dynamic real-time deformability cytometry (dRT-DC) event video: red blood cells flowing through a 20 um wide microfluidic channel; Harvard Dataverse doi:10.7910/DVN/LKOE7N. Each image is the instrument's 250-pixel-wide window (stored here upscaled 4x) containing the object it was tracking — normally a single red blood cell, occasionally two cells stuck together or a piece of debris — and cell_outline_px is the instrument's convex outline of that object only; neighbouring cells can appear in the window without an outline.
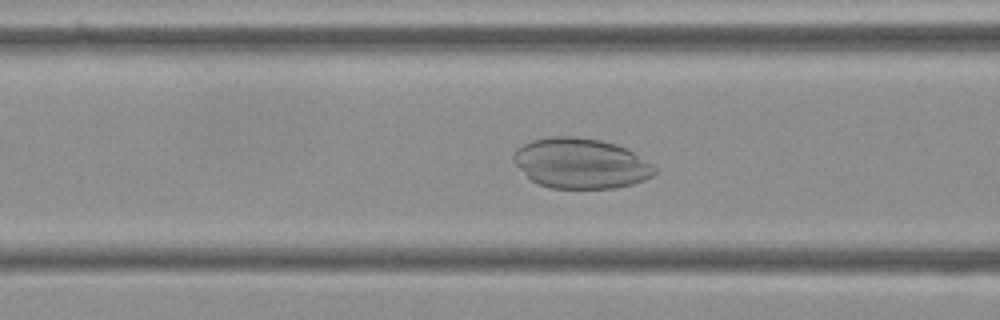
{"species": "Egyptian fruit bat (a non-hibernating species)", "species_latin": "Rousettus aegyptiacus", "temperature_condition": "cold", "stored_images_in_passage": 56, "camera_frame_rate_fps": 3000, "um_per_image_px": 0.085, "frame": {"image": 1, "passage_image": 22, "time_ms": 7.0, "image_size_px": [1000, 320], "cell_outline_px": [[656, 172], [652, 176], [644, 180], [632, 184], [616, 188], [552, 188], [536, 184], [512, 160], [512, 156], [516, 148], [532, 140], [552, 136], [576, 136], [600, 140], [616, 144], [628, 148], [652, 164], [656, 168]], "centroid_in_image_um": [49.37, 13.88], "position_along_channel_um": 117.2, "area_um2": 41.44}}
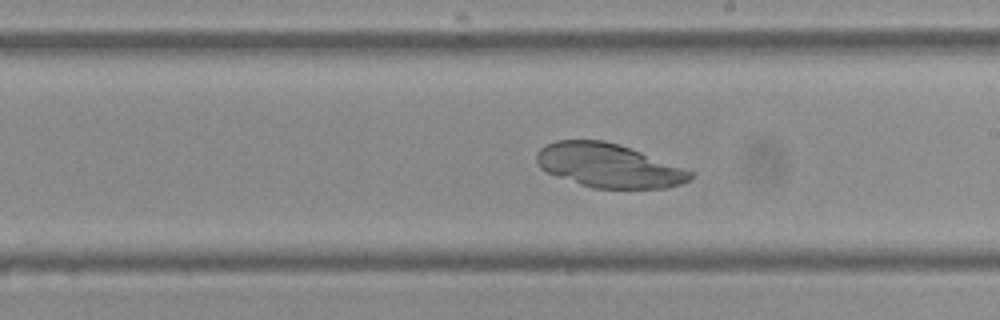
{"frame": {"image": 2, "passage_image": 32, "time_ms": 10.333, "image_size_px": [1000, 320], "cell_outline_px": [[692, 180], [680, 184], [664, 188], [592, 188], [556, 176], [540, 168], [536, 160], [536, 152], [544, 144], [556, 140], [604, 140], [632, 148], [692, 172]], "centroid_in_image_um": [51.68, 14.06], "position_along_channel_um": 237.3, "area_um2": 39.13}}
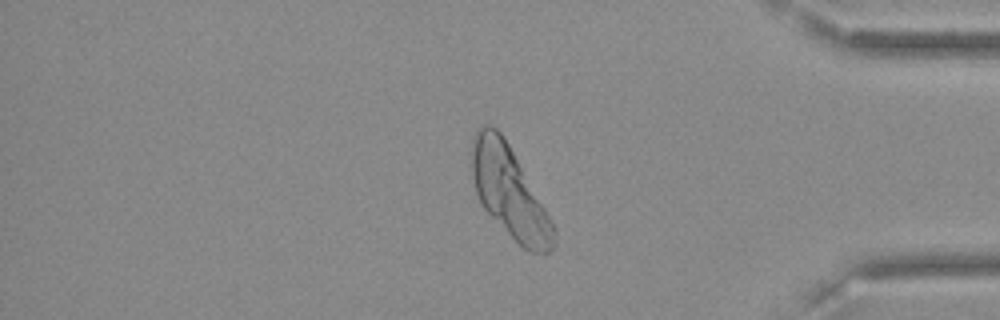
{"frame": {"image": 3, "passage_image": 47, "time_ms": 15.333, "image_size_px": [1000, 320], "cell_outline_px": [[556, 244], [548, 252], [528, 252], [480, 204], [476, 192], [472, 176], [468, 152], [472, 136], [480, 124], [492, 124], [504, 136], [552, 220], [556, 228]], "centroid_in_image_um": [43.26, 16.24], "position_along_channel_um": 391.9, "area_um2": 43.7}}